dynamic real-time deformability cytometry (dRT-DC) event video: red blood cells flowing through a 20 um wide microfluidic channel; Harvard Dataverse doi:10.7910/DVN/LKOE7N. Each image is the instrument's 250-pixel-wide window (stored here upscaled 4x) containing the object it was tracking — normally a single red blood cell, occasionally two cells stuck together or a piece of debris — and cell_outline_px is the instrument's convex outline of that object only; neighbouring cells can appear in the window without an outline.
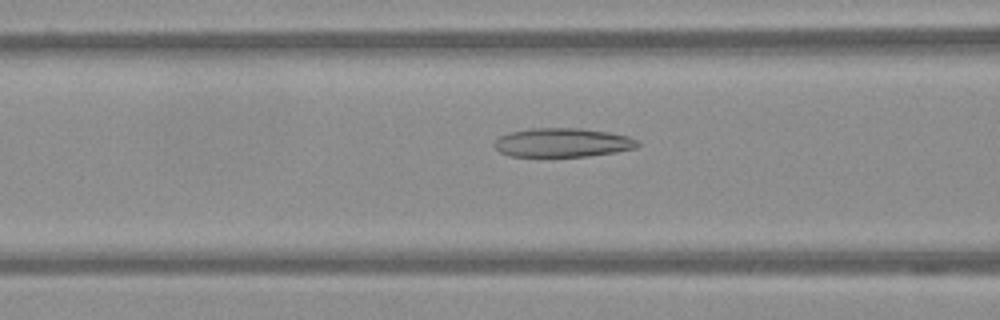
{"species": "Egyptian fruit bat (a non-hibernating species)", "species_latin": "Rousettus aegyptiacus", "temperature_condition": "warm", "stored_images_in_passage": 43, "camera_frame_rate_fps": 3000, "um_per_image_px": 0.085, "frame": {"image": 1, "passage_image": 10, "time_ms": 3.0, "image_size_px": [1000, 320], "cell_outline_px": [[640, 144], [636, 148], [616, 152], [588, 156], [508, 156], [500, 152], [492, 144], [500, 136], [512, 132], [532, 128], [580, 128], [612, 132], [628, 136], [640, 140]], "centroid_in_image_um": [47.87, 12.11], "position_along_channel_um": 118.7, "area_um2": 24.28}}
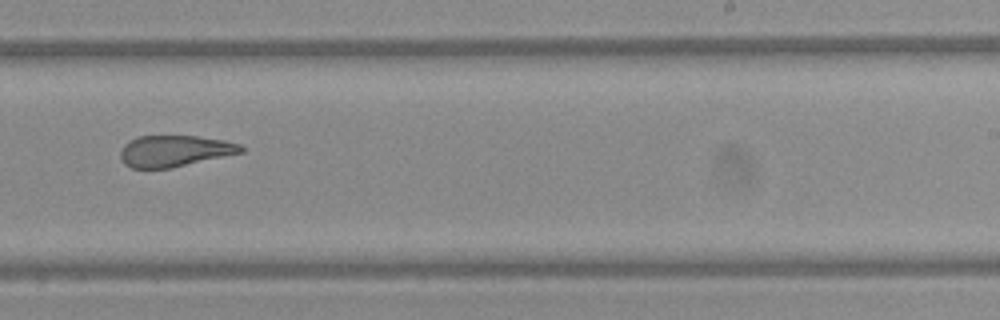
{"frame": {"image": 2, "passage_image": 23, "time_ms": 7.333, "image_size_px": [1000, 320], "cell_outline_px": [[244, 152], [172, 168], [132, 168], [124, 164], [120, 156], [120, 152], [124, 144], [140, 136], [196, 136], [224, 140], [240, 144], [244, 148]], "centroid_in_image_um": [14.86, 12.84], "position_along_channel_um": 274.1, "area_um2": 21.96}}
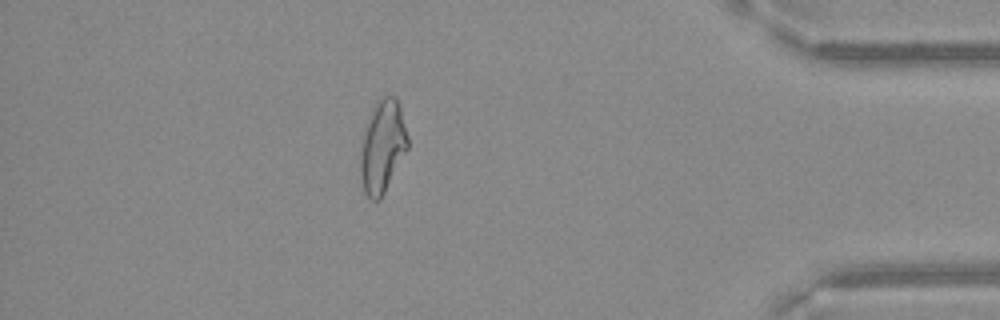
{"frame": {"image": 3, "passage_image": 37, "time_ms": 12.0, "image_size_px": [1000, 320], "cell_outline_px": [[408, 148], [380, 200], [368, 200], [364, 192], [360, 176], [360, 144], [372, 108], [376, 100], [384, 96], [396, 96], [400, 104], [408, 136]], "centroid_in_image_um": [32.5, 12.45], "position_along_channel_um": 402.7, "area_um2": 25.78}}